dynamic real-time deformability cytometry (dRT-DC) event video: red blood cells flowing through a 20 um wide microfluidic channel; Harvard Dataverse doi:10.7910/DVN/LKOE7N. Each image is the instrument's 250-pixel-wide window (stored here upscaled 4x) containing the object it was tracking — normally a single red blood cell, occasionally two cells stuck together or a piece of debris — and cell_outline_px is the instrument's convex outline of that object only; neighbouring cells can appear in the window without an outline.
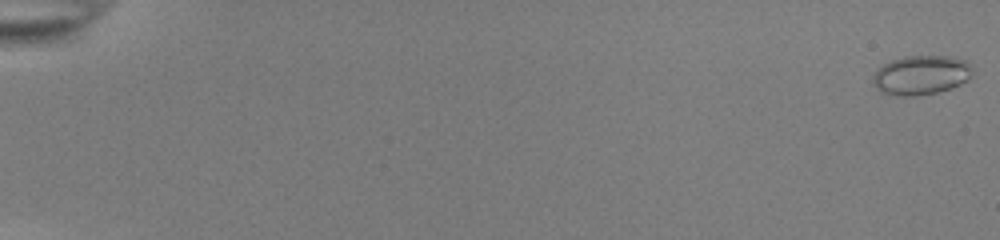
{"species": "common noctule bat (a hibernating species)", "species_latin": "Nyctalus noctula", "temperature_condition": "room temperature", "stored_images_in_passage": 55, "camera_frame_rate_fps": 3000, "um_per_image_px": 0.085, "animal": {"sex": "female", "body_mass_g": 22.0, "forearm_length_mm": 56.7}, "frame": {"image": 1, "passage_image": 1, "time_ms": 0.0, "image_size_px": [1000, 240], "cell_outline_px": [[972, 76], [968, 80], [960, 84], [936, 92], [912, 96], [900, 96], [880, 92], [872, 80], [872, 76], [884, 64], [892, 60], [904, 56], [952, 56], [964, 60], [972, 72]], "centroid_in_image_um": [78.27, 6.38], "position_along_channel_um": 6.7, "area_um2": 22.48}}
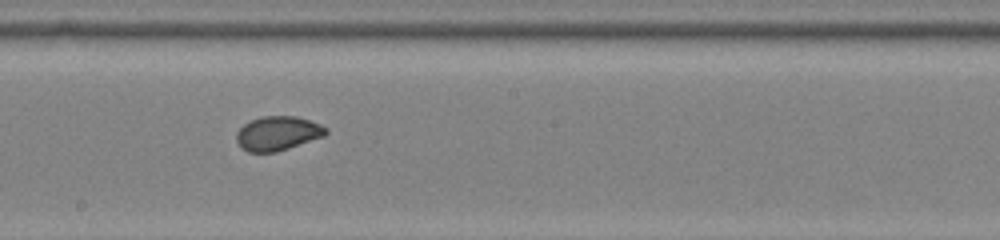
{"frame": {"image": 2, "passage_image": 33, "time_ms": 10.667, "image_size_px": [1000, 240], "cell_outline_px": [[328, 132], [324, 136], [276, 152], [248, 152], [240, 148], [236, 140], [236, 132], [244, 124], [252, 120], [264, 116], [296, 116], [320, 124], [328, 128]], "centroid_in_image_um": [23.59, 11.34], "position_along_channel_um": 224.6, "area_um2": 17.8}}
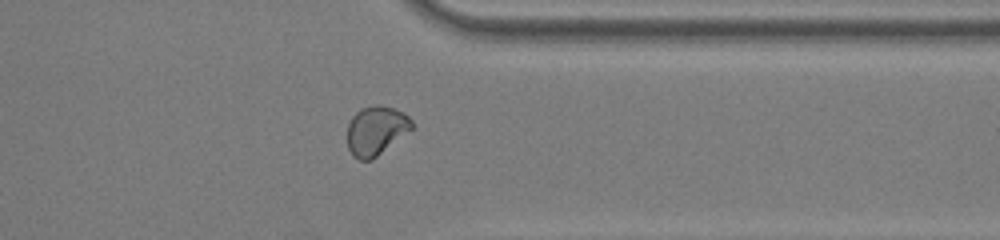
{"frame": {"image": 3, "passage_image": 45, "time_ms": 14.667, "image_size_px": [1000, 240], "cell_outline_px": [[412, 128], [372, 160], [360, 160], [352, 156], [348, 148], [348, 124], [352, 116], [360, 108], [376, 104], [380, 104], [404, 112], [412, 120]], "centroid_in_image_um": [31.94, 11.08], "position_along_channel_um": 379.5, "area_um2": 18.38}, "authors_computed_cell_mechanics": {"area_um2": 18.9006, "velocity_mm_per_s": 3.8872, "shape_relaxation_time_tau1_ms": 4.1758, "shape_relaxation_time_tau2_ms": null, "deformation_change_tau1": 0.1193, "deformation_change_tau2": null}}